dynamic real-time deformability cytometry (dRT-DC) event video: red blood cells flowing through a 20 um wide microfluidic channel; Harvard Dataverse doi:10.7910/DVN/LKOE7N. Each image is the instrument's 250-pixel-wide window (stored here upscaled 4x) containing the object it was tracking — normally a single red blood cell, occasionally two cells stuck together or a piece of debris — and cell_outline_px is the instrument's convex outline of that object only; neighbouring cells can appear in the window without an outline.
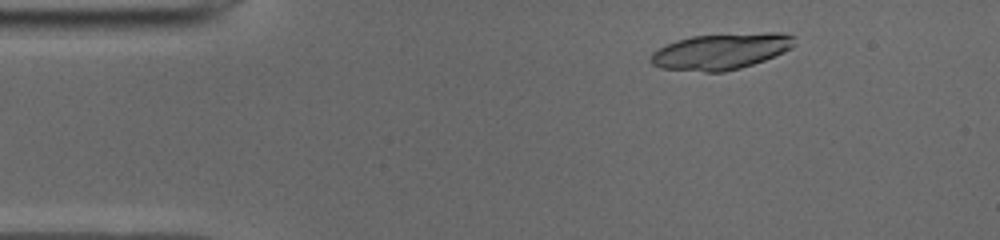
{"species": "common noctule bat (a hibernating species)", "species_latin": "Nyctalus noctula", "temperature_condition": "cold", "stored_images_in_passage": 49, "camera_frame_rate_fps": 3000, "um_per_image_px": 0.085, "animal": {"sex": "male", "body_mass_g": 19.0, "forearm_length_mm": 50.8}, "frame": {"image": 1, "passage_image": 6, "time_ms": 1.667, "image_size_px": [1000, 240], "cell_outline_px": [[796, 44], [792, 48], [784, 52], [764, 60], [740, 68], [724, 72], [704, 72], [660, 68], [652, 64], [648, 60], [652, 52], [676, 40], [692, 36], [768, 32], [780, 32], [796, 36]], "centroid_in_image_um": [61.31, 4.37], "position_along_channel_um": 23.7, "area_um2": 30.4}}
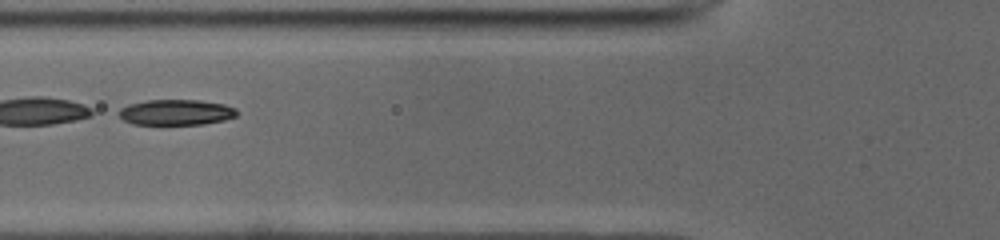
{"frame": {"image": 2, "passage_image": 18, "time_ms": 5.667, "image_size_px": [1000, 240], "cell_outline_px": [[236, 116], [224, 120], [204, 124], [132, 124], [124, 120], [116, 112], [120, 108], [128, 104], [148, 100], [200, 100], [224, 104], [236, 108]], "centroid_in_image_um": [14.94, 9.54], "position_along_channel_um": 110.9, "area_um2": 17.63}, "authors_computed_cell_mechanics": {"area_um2": 26.9926, "velocity_mm_per_s": 3.9272, "shape_relaxation_time_tau1_ms": 5.4528, "shape_relaxation_time_tau2_ms": 2.248, "deformation_change_tau1": 0.1727, "deformation_change_tau2": 0.0715}}